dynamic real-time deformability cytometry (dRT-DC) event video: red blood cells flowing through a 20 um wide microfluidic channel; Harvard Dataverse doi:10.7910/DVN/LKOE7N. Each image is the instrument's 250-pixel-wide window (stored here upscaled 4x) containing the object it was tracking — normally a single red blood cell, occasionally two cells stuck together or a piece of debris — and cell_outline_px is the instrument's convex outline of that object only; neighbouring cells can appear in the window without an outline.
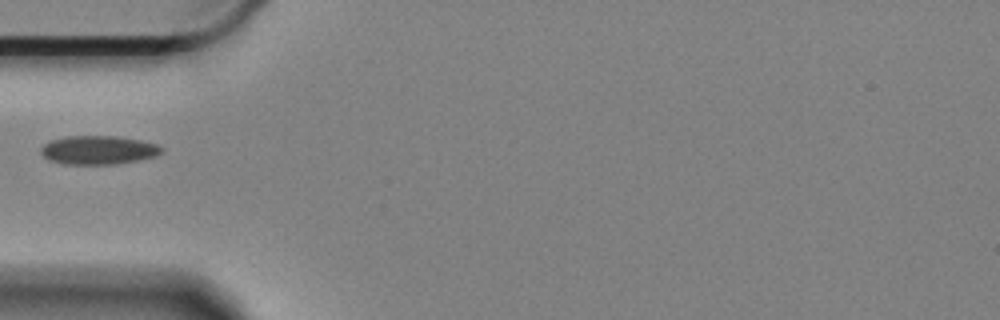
{"species": "Egyptian fruit bat (a non-hibernating species)", "species_latin": "Rousettus aegyptiacus", "temperature_condition": "cold", "stored_images_in_passage": 19, "camera_frame_rate_fps": 3000, "um_per_image_px": 0.085, "animal": {"sex": "female"}, "frame": {"image": 1, "passage_image": 1, "time_ms": 0.0, "image_size_px": [1000, 320], "cell_outline_px": [[164, 148], [156, 156], [136, 160], [112, 164], [64, 164], [48, 160], [40, 152], [40, 148], [44, 144], [52, 140], [68, 136], [116, 136], [140, 140], [156, 144]], "centroid_in_image_um": [8.33, 12.75], "position_along_channel_um": 76.7, "area_um2": 20.0}}
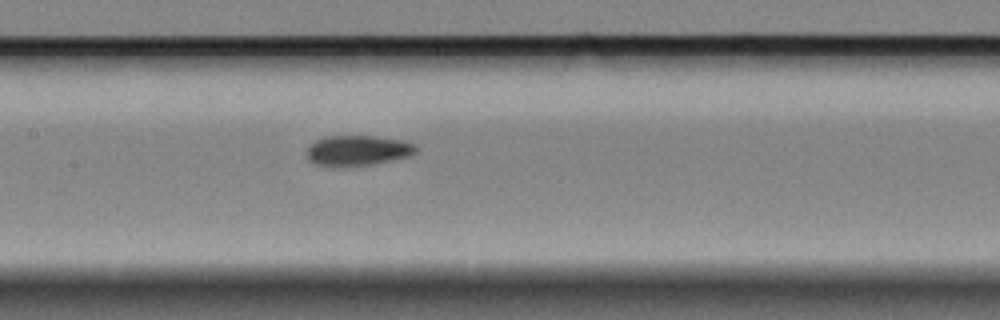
{"frame": {"image": 2, "passage_image": 10, "time_ms": 3.0, "image_size_px": [1000, 320], "cell_outline_px": [[420, 148], [412, 156], [368, 164], [316, 164], [308, 160], [308, 148], [316, 140], [324, 136], [376, 136], [404, 140], [416, 144]], "centroid_in_image_um": [30.51, 12.74], "position_along_channel_um": 176.9, "area_um2": 18.79}}
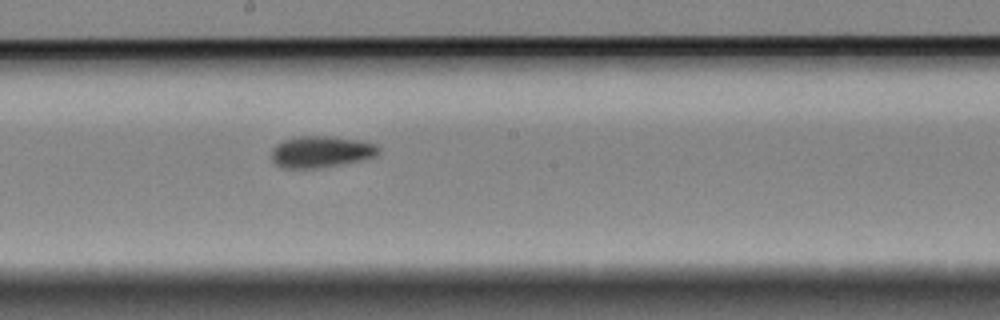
{"frame": {"image": 3, "passage_image": 14, "time_ms": 4.333, "image_size_px": [1000, 320], "cell_outline_px": [[380, 152], [376, 156], [360, 160], [340, 164], [316, 168], [280, 168], [272, 160], [272, 148], [276, 144], [284, 140], [300, 136], [332, 136], [356, 140], [376, 144], [380, 148]], "centroid_in_image_um": [27.27, 12.9], "position_along_channel_um": 220.9, "area_um2": 19.59}}